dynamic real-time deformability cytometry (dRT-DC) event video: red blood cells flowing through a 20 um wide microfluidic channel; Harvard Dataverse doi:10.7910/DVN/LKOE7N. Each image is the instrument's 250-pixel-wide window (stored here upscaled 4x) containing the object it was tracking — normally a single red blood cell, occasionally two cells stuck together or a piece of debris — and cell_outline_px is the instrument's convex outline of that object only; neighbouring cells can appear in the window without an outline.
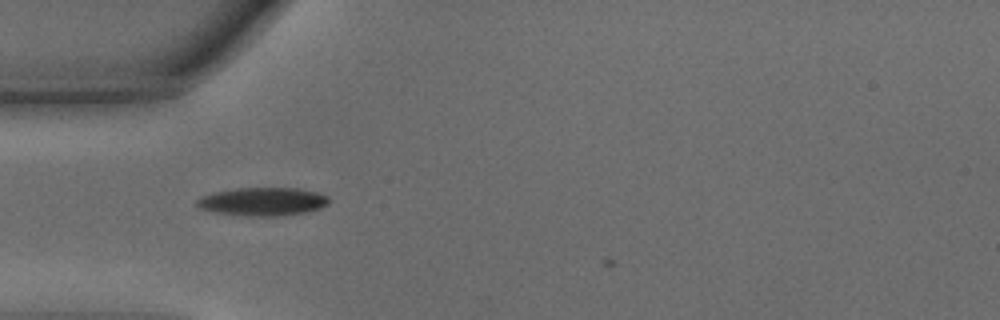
{"species": "common noctule bat (a hibernating species)", "species_latin": "Nyctalus noctula", "temperature_condition": "warm", "stored_images_in_passage": 14, "camera_frame_rate_fps": 3000, "um_per_image_px": 0.085, "animal": {"sex": "male", "body_mass_g": 15.6}, "frame": {"image": 1, "passage_image": 2, "time_ms": 0.333, "image_size_px": [1000, 320], "cell_outline_px": [[328, 204], [320, 208], [304, 212], [280, 216], [248, 216], [216, 212], [200, 208], [196, 204], [196, 200], [200, 196], [216, 192], [236, 188], [300, 188], [316, 192], [328, 196]], "centroid_in_image_um": [22.33, 17.13], "position_along_channel_um": 62.7, "area_um2": 21.62}}
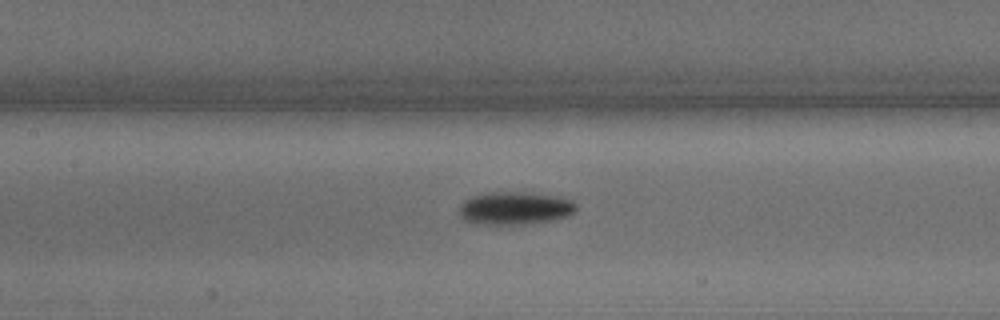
{"frame": {"image": 2, "passage_image": 9, "time_ms": 2.667, "image_size_px": [1000, 320], "cell_outline_px": [[576, 212], [568, 216], [556, 220], [532, 224], [472, 224], [464, 220], [460, 216], [460, 204], [464, 200], [472, 196], [492, 192], [524, 192], [560, 196], [572, 200], [576, 204]], "centroid_in_image_um": [43.8, 17.71], "position_along_channel_um": 163.6, "area_um2": 22.83}}
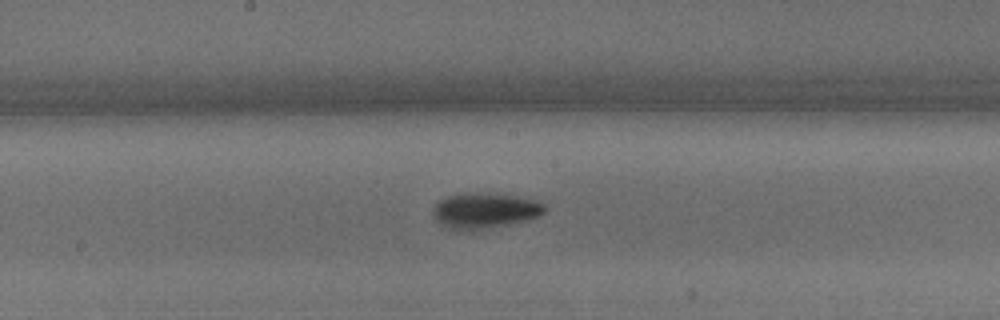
{"frame": {"image": 3, "passage_image": 12, "time_ms": 3.667, "image_size_px": [1000, 320], "cell_outline_px": [[548, 208], [544, 212], [536, 216], [524, 220], [492, 228], [472, 232], [464, 232], [448, 228], [440, 224], [436, 220], [432, 212], [432, 208], [440, 200], [448, 196], [528, 196], [544, 204]], "centroid_in_image_um": [41.21, 17.98], "position_along_channel_um": 207.0, "area_um2": 22.48}}